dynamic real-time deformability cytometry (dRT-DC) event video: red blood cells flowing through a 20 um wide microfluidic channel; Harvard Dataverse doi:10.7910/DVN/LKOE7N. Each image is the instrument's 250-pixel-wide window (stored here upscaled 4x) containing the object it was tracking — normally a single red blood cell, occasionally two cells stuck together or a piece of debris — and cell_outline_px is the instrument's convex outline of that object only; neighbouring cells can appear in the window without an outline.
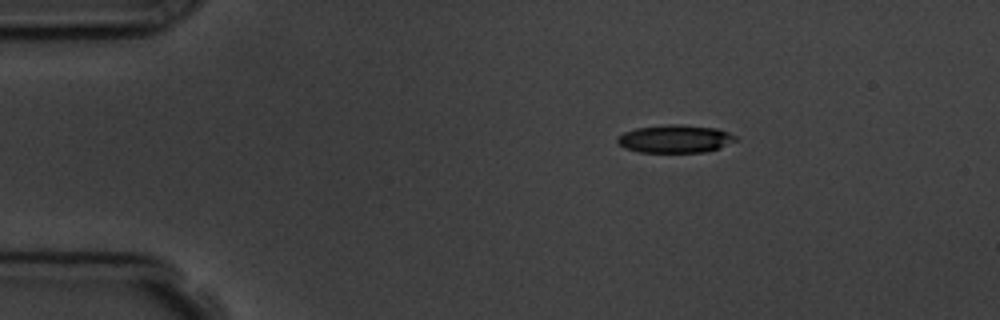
{"species": "common noctule bat (a hibernating species)", "species_latin": "Nyctalus noctula", "temperature_condition": "room temperature", "stored_images_in_passage": 4, "camera_frame_rate_fps": 3000, "um_per_image_px": 0.085, "animal": {"sex": "male", "body_mass_g": 19.5, "forearm_length_mm": 54.6}, "frame": {"image": 1, "passage_image": 2, "time_ms": 1.333, "image_size_px": [1000, 320], "cell_outline_px": [[736, 140], [720, 148], [708, 152], [640, 152], [624, 148], [616, 140], [616, 136], [624, 132], [636, 128], [672, 124], [680, 124], [716, 128], [728, 132], [736, 136]], "centroid_in_image_um": [57.37, 11.8], "position_along_channel_um": 27.6, "area_um2": 19.25}}